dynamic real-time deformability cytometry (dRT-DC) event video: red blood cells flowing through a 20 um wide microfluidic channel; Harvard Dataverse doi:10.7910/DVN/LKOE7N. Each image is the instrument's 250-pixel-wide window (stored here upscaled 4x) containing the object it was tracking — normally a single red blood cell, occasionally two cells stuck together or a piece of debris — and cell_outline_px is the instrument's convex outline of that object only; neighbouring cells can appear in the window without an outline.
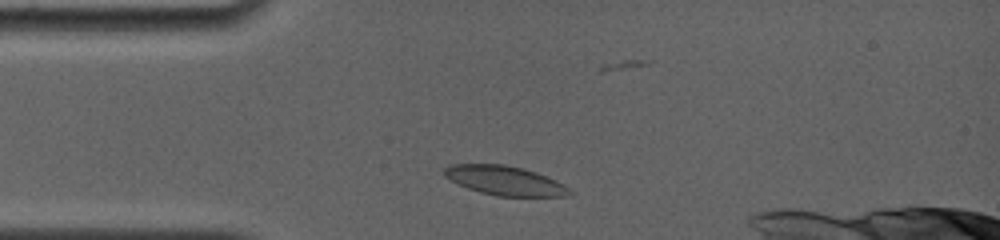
{"species": "common noctule bat (a hibernating species)", "species_latin": "Nyctalus noctula", "temperature_condition": "room temperature", "stored_images_in_passage": 34, "camera_frame_rate_fps": 4000, "um_per_image_px": 0.085, "animal": {"sex": "female", "body_mass_g": 19.0, "forearm_length_mm": 56.7}, "frame": {"image": 1, "passage_image": 4, "time_ms": 1.0, "image_size_px": [1000, 240], "cell_outline_px": [[572, 192], [568, 196], [496, 196], [480, 192], [468, 188], [444, 176], [444, 168], [452, 164], [504, 164], [524, 168], [536, 172], [556, 180], [564, 184]], "centroid_in_image_um": [42.93, 15.34], "position_along_channel_um": 42.1, "area_um2": 21.27}}
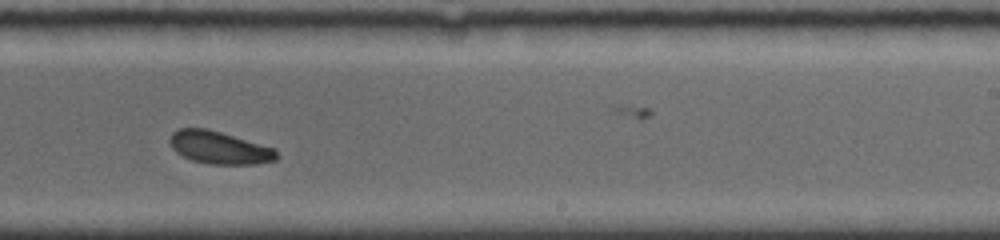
{"frame": {"image": 2, "passage_image": 21, "time_ms": 7.5, "image_size_px": [1000, 240], "cell_outline_px": [[280, 156], [276, 160], [256, 164], [208, 164], [192, 160], [176, 152], [172, 148], [168, 140], [172, 132], [180, 128], [204, 128], [220, 132], [276, 148]], "centroid_in_image_um": [18.66, 12.55], "position_along_channel_um": 270.3, "area_um2": 20.4}}
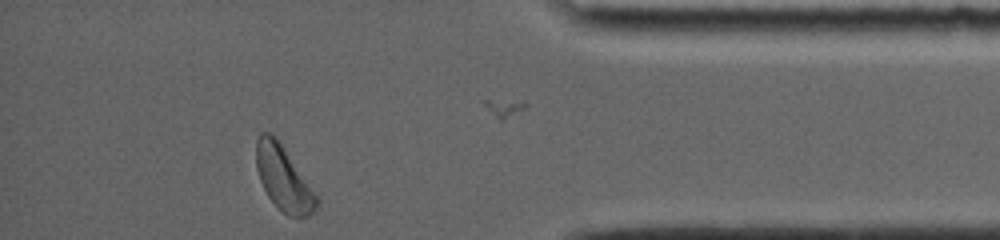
{"frame": {"image": 3, "passage_image": 33, "time_ms": 11.75, "image_size_px": [1000, 240], "cell_outline_px": [[320, 204], [308, 216], [288, 216], [268, 196], [260, 180], [256, 168], [256, 140], [260, 132], [272, 132], [276, 136], [320, 200]], "centroid_in_image_um": [24.09, 15.12], "position_along_channel_um": 411.1, "area_um2": 22.43}, "authors_computed_cell_mechanics": {"area_um2": 21.1548, "velocity_mm_per_s": 3.7565, "shape_relaxation_time_tau1_ms": 3.6724, "shape_relaxation_time_tau2_ms": null, "deformation_change_tau1": 0.0849, "deformation_change_tau2": null}}